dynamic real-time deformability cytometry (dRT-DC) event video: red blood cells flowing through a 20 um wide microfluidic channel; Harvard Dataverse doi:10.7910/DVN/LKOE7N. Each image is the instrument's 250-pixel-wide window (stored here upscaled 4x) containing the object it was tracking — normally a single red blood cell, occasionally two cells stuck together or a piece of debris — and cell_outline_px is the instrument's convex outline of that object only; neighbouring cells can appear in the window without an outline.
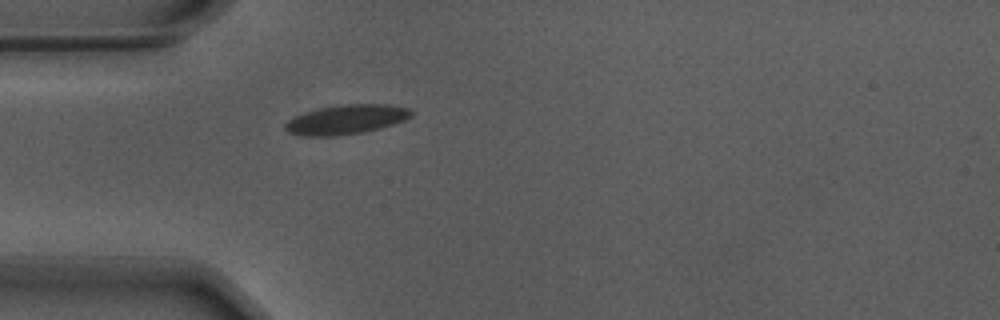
{"species": "Egyptian fruit bat (a non-hibernating species)", "species_latin": "Rousettus aegyptiacus", "temperature_condition": "warm", "stored_images_in_passage": 24, "camera_frame_rate_fps": 3000, "um_per_image_px": 0.085, "animal": {"sex": "male"}, "frame": {"image": 1, "passage_image": 1, "time_ms": 0.0, "image_size_px": [1000, 320], "cell_outline_px": [[412, 116], [404, 120], [380, 128], [360, 132], [332, 136], [308, 136], [288, 132], [284, 128], [284, 124], [292, 116], [304, 112], [320, 108], [344, 104], [388, 104], [408, 108], [412, 112]], "centroid_in_image_um": [29.4, 10.14], "position_along_channel_um": 55.6, "area_um2": 21.44}}
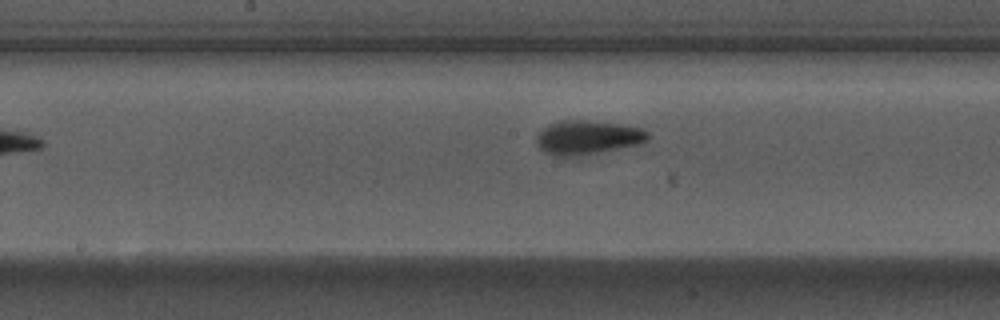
{"frame": {"image": 2, "passage_image": 13, "time_ms": 4.0, "image_size_px": [1000, 320], "cell_outline_px": [[652, 136], [648, 140], [636, 144], [596, 152], [568, 156], [556, 156], [544, 152], [536, 144], [536, 132], [540, 128], [548, 124], [560, 120], [588, 120], [624, 124], [644, 128]], "centroid_in_image_um": [49.91, 11.64], "position_along_channel_um": 198.3, "area_um2": 22.2}}
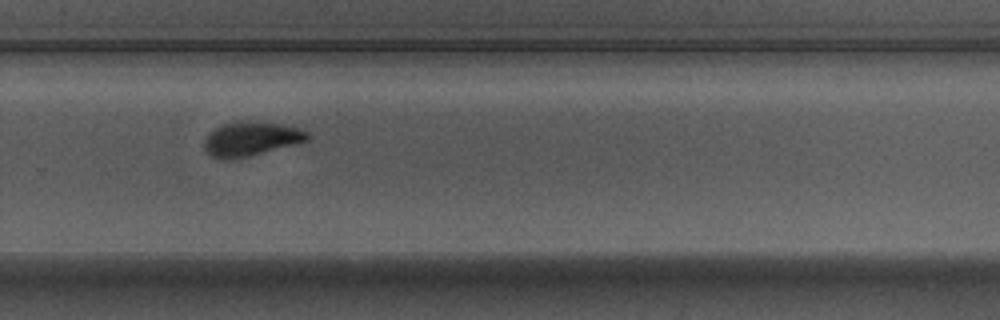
{"frame": {"image": 3, "passage_image": 22, "time_ms": 7.0, "image_size_px": [1000, 320], "cell_outline_px": [[312, 136], [308, 140], [296, 144], [248, 156], [228, 160], [220, 160], [212, 156], [204, 148], [204, 140], [220, 124], [236, 120], [256, 120], [280, 124], [300, 128], [308, 132]], "centroid_in_image_um": [21.35, 11.78], "position_along_channel_um": 308.4, "area_um2": 20.87}}